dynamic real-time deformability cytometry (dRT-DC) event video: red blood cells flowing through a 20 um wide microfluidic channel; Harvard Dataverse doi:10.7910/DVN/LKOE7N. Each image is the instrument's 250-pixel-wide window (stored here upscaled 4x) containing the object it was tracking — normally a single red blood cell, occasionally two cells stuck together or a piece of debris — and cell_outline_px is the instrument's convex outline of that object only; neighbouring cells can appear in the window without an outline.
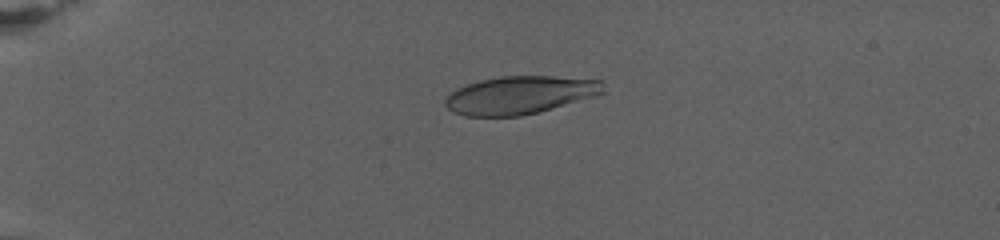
{"species": "human", "species_latin": "Homo sapiens", "temperature_condition": "warm", "stored_images_in_passage": 32, "camera_frame_rate_fps": 3000, "um_per_image_px": 0.085, "donor": {"sex": "female"}, "frame": {"image": 1, "passage_image": 4, "time_ms": 0.667, "image_size_px": [1000, 240], "cell_outline_px": [[604, 92], [596, 96], [552, 108], [520, 116], [464, 116], [452, 112], [444, 104], [444, 100], [456, 88], [480, 80], [500, 76], [552, 76], [604, 80]], "centroid_in_image_um": [44.2, 8.07], "position_along_channel_um": 40.8, "area_um2": 34.97}}
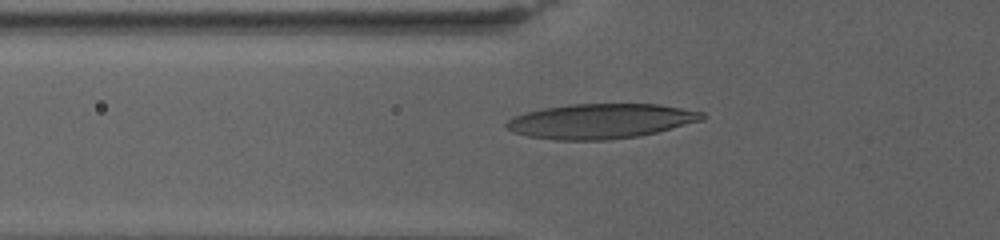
{"frame": {"image": 2, "passage_image": 25, "time_ms": 4.0, "image_size_px": [1000, 240], "cell_outline_px": [[708, 116], [704, 120], [656, 132], [636, 136], [608, 140], [556, 140], [528, 136], [512, 132], [504, 124], [508, 120], [516, 116], [528, 112], [544, 108], [568, 104], [660, 104], [704, 112]], "centroid_in_image_um": [51.1, 10.29], "position_along_channel_um": 74.7, "area_um2": 39.71}}